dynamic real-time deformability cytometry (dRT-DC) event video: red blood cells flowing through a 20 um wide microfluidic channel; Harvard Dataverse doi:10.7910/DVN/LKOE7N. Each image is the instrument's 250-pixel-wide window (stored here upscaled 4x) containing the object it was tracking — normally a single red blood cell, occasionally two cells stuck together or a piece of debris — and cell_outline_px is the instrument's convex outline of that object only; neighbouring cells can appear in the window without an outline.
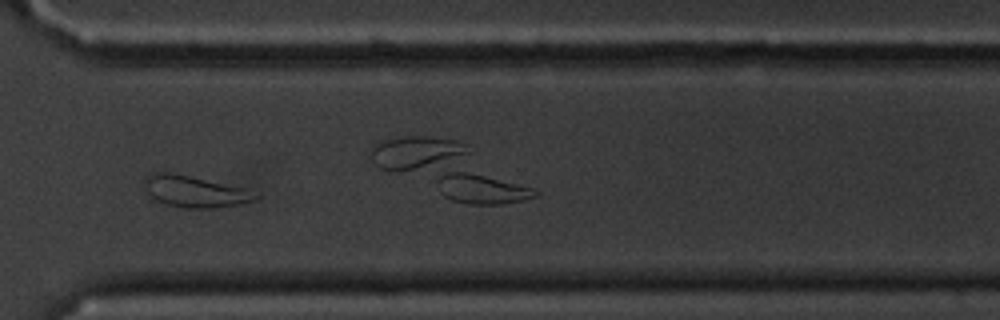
{"species": "common noctule bat (a hibernating species)", "species_latin": "Nyctalus noctula", "temperature_condition": "cold", "stored_images_in_passage": 29, "camera_frame_rate_fps": 3000, "um_per_image_px": 0.085, "animal": {"sex": "male", "body_mass_g": 20.1, "forearm_length_mm": 53.5}, "frame": {"image": 1, "passage_image": 25, "time_ms": 8.0, "image_size_px": [1000, 320], "cell_outline_px": [[260, 196], [256, 200], [236, 204], [212, 208], [184, 208], [168, 204], [156, 200], [144, 188], [144, 180], [152, 172], [168, 172], [188, 176], [244, 188]], "centroid_in_image_um": [16.53, 16.28], "position_along_channel_um": 354.1, "area_um2": 19.83}, "authors_computed_cell_mechanics": {"area_um2": 17.5712, "velocity_mm_per_s": 3.5492, "shape_relaxation_time_tau1_ms": 5.0698, "shape_relaxation_time_tau2_ms": null, "deformation_change_tau1": 0.1303, "deformation_change_tau2": null}}